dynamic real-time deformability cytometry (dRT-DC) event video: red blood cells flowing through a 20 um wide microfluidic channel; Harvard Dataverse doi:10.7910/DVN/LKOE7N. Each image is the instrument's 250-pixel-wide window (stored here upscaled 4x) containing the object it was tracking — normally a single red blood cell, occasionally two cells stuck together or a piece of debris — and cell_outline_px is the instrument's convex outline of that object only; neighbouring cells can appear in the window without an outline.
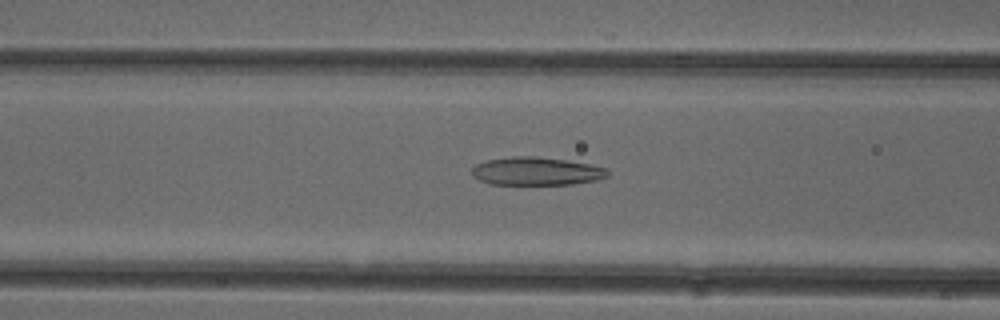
{"species": "common noctule bat (a hibernating species)", "species_latin": "Nyctalus noctula", "temperature_condition": "cold", "stored_images_in_passage": 40, "camera_frame_rate_fps": 3000, "um_per_image_px": 0.085, "animal": {"sex": "female"}, "frame": {"image": 1, "passage_image": 9, "time_ms": 2.667, "image_size_px": [1000, 320], "cell_outline_px": [[608, 176], [596, 180], [572, 184], [492, 184], [480, 180], [472, 176], [472, 168], [476, 164], [484, 160], [512, 156], [536, 156], [564, 160], [588, 164], [608, 168]], "centroid_in_image_um": [45.56, 14.55], "position_along_channel_um": 121.0, "area_um2": 22.2}}
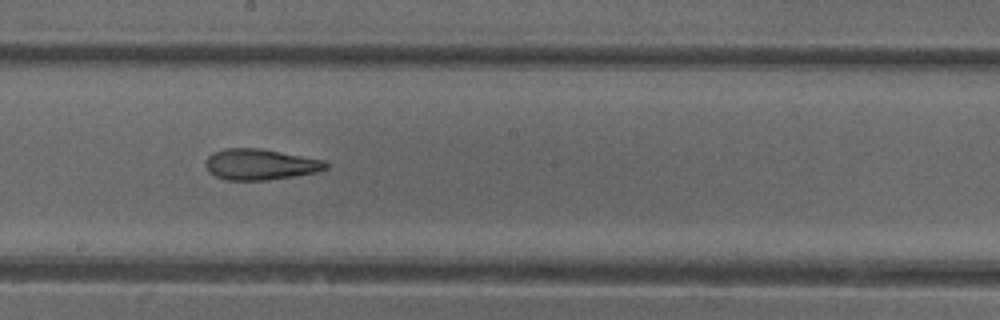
{"frame": {"image": 2, "passage_image": 17, "time_ms": 5.333, "image_size_px": [1000, 320], "cell_outline_px": [[328, 168], [316, 172], [268, 180], [228, 180], [216, 176], [208, 172], [204, 164], [208, 156], [212, 152], [224, 148], [260, 148], [324, 160], [328, 164]], "centroid_in_image_um": [22.08, 13.97], "position_along_channel_um": 226.1, "area_um2": 21.68}}
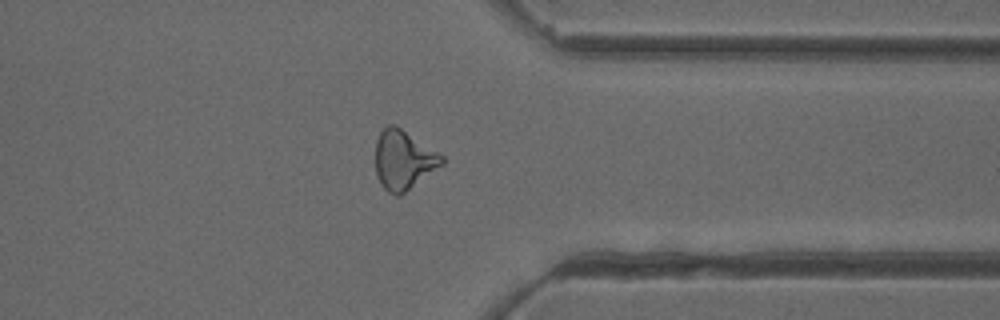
{"frame": {"image": 3, "passage_image": 29, "time_ms": 9.333, "image_size_px": [1000, 320], "cell_outline_px": [[444, 164], [400, 196], [396, 196], [388, 192], [380, 184], [376, 176], [376, 140], [380, 132], [388, 124], [396, 124], [444, 156]], "centroid_in_image_um": [34.29, 13.59], "position_along_channel_um": 377.1, "area_um2": 23.12}, "authors_computed_cell_mechanics": {"area_um2": 22.1952, "velocity_mm_per_s": 3.9305, "shape_relaxation_time_tau1_ms": null, "shape_relaxation_time_tau2_ms": 3.39, "deformation_change_tau1": null, "deformation_change_tau2": 0.125}}